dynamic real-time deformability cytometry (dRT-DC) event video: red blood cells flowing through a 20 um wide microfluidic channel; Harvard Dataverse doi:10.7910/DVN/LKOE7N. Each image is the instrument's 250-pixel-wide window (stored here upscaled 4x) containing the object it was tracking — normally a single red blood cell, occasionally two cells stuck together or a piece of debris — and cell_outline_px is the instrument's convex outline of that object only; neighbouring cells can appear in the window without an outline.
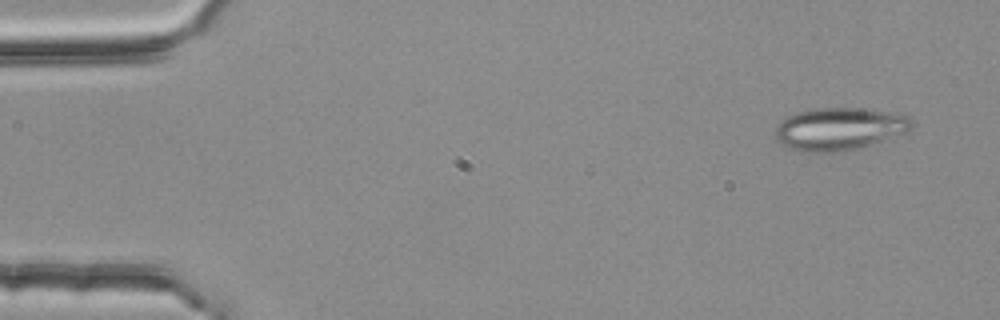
{"species": "common noctule bat (a hibernating species)", "species_latin": "Nyctalus noctula", "temperature_condition": "room temperature", "stored_images_in_passage": 4, "camera_frame_rate_fps": 3000, "um_per_image_px": 0.085, "animal": {"sex": "female", "body_mass_g": 25.1}, "frame": {"image": 1, "passage_image": 1, "time_ms": 0.0, "image_size_px": [1000, 320], "cell_outline_px": [[916, 124], [908, 132], [856, 148], [836, 152], [804, 152], [792, 148], [776, 140], [776, 128], [780, 120], [788, 116], [812, 108], [856, 108], [888, 112], [908, 116]], "centroid_in_image_um": [71.36, 10.95], "position_along_channel_um": 13.6, "area_um2": 33.47}}